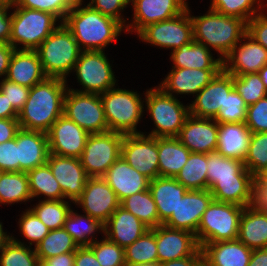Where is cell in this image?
I'll return each instance as SVG.
<instances>
[{
    "mask_svg": "<svg viewBox=\"0 0 267 266\" xmlns=\"http://www.w3.org/2000/svg\"><path fill=\"white\" fill-rule=\"evenodd\" d=\"M11 235L3 231L2 223L0 222V250L10 241Z\"/></svg>",
    "mask_w": 267,
    "mask_h": 266,
    "instance_id": "2644e50d",
    "label": "cell"
},
{
    "mask_svg": "<svg viewBox=\"0 0 267 266\" xmlns=\"http://www.w3.org/2000/svg\"><path fill=\"white\" fill-rule=\"evenodd\" d=\"M16 7V8H15ZM12 28L9 44L15 49L36 50L58 27V18L52 13L12 6ZM23 47H19L18 45ZM19 47V48H18Z\"/></svg>",
    "mask_w": 267,
    "mask_h": 266,
    "instance_id": "52a82bcc",
    "label": "cell"
},
{
    "mask_svg": "<svg viewBox=\"0 0 267 266\" xmlns=\"http://www.w3.org/2000/svg\"><path fill=\"white\" fill-rule=\"evenodd\" d=\"M12 6H0V43H8L11 36L12 13L8 14V9Z\"/></svg>",
    "mask_w": 267,
    "mask_h": 266,
    "instance_id": "680465c9",
    "label": "cell"
},
{
    "mask_svg": "<svg viewBox=\"0 0 267 266\" xmlns=\"http://www.w3.org/2000/svg\"><path fill=\"white\" fill-rule=\"evenodd\" d=\"M235 176H252L244 162L222 156L217 151L207 154L208 189L217 180L235 179Z\"/></svg>",
    "mask_w": 267,
    "mask_h": 266,
    "instance_id": "e575fe53",
    "label": "cell"
},
{
    "mask_svg": "<svg viewBox=\"0 0 267 266\" xmlns=\"http://www.w3.org/2000/svg\"><path fill=\"white\" fill-rule=\"evenodd\" d=\"M222 69L173 68L160 85L165 93L198 94Z\"/></svg>",
    "mask_w": 267,
    "mask_h": 266,
    "instance_id": "d4e9b609",
    "label": "cell"
},
{
    "mask_svg": "<svg viewBox=\"0 0 267 266\" xmlns=\"http://www.w3.org/2000/svg\"><path fill=\"white\" fill-rule=\"evenodd\" d=\"M14 0H0V6H13Z\"/></svg>",
    "mask_w": 267,
    "mask_h": 266,
    "instance_id": "753ad0ef",
    "label": "cell"
},
{
    "mask_svg": "<svg viewBox=\"0 0 267 266\" xmlns=\"http://www.w3.org/2000/svg\"><path fill=\"white\" fill-rule=\"evenodd\" d=\"M27 172H1L0 203L14 204L31 200Z\"/></svg>",
    "mask_w": 267,
    "mask_h": 266,
    "instance_id": "8d00e7d4",
    "label": "cell"
},
{
    "mask_svg": "<svg viewBox=\"0 0 267 266\" xmlns=\"http://www.w3.org/2000/svg\"><path fill=\"white\" fill-rule=\"evenodd\" d=\"M158 264L194 255L200 246L194 233L165 225L155 228Z\"/></svg>",
    "mask_w": 267,
    "mask_h": 266,
    "instance_id": "d6986e66",
    "label": "cell"
},
{
    "mask_svg": "<svg viewBox=\"0 0 267 266\" xmlns=\"http://www.w3.org/2000/svg\"><path fill=\"white\" fill-rule=\"evenodd\" d=\"M242 40L247 42L242 43ZM238 44L222 60L223 70L235 76L258 73L267 64V50L248 34Z\"/></svg>",
    "mask_w": 267,
    "mask_h": 266,
    "instance_id": "44dd1931",
    "label": "cell"
},
{
    "mask_svg": "<svg viewBox=\"0 0 267 266\" xmlns=\"http://www.w3.org/2000/svg\"><path fill=\"white\" fill-rule=\"evenodd\" d=\"M247 34L267 50V16L262 11L247 22Z\"/></svg>",
    "mask_w": 267,
    "mask_h": 266,
    "instance_id": "6f0895ef",
    "label": "cell"
},
{
    "mask_svg": "<svg viewBox=\"0 0 267 266\" xmlns=\"http://www.w3.org/2000/svg\"><path fill=\"white\" fill-rule=\"evenodd\" d=\"M5 79L32 88L44 81L45 75L35 50L15 49L12 53Z\"/></svg>",
    "mask_w": 267,
    "mask_h": 266,
    "instance_id": "83f0119b",
    "label": "cell"
},
{
    "mask_svg": "<svg viewBox=\"0 0 267 266\" xmlns=\"http://www.w3.org/2000/svg\"><path fill=\"white\" fill-rule=\"evenodd\" d=\"M75 1L76 0H14V5L52 13L59 20L61 19L60 21L63 23Z\"/></svg>",
    "mask_w": 267,
    "mask_h": 266,
    "instance_id": "f907efd6",
    "label": "cell"
},
{
    "mask_svg": "<svg viewBox=\"0 0 267 266\" xmlns=\"http://www.w3.org/2000/svg\"><path fill=\"white\" fill-rule=\"evenodd\" d=\"M244 167L254 178L267 167V132L251 133Z\"/></svg>",
    "mask_w": 267,
    "mask_h": 266,
    "instance_id": "f6af8a7d",
    "label": "cell"
},
{
    "mask_svg": "<svg viewBox=\"0 0 267 266\" xmlns=\"http://www.w3.org/2000/svg\"><path fill=\"white\" fill-rule=\"evenodd\" d=\"M29 87L11 82L5 78L0 82V91L6 95L9 104L19 113L28 99Z\"/></svg>",
    "mask_w": 267,
    "mask_h": 266,
    "instance_id": "db71d44e",
    "label": "cell"
},
{
    "mask_svg": "<svg viewBox=\"0 0 267 266\" xmlns=\"http://www.w3.org/2000/svg\"><path fill=\"white\" fill-rule=\"evenodd\" d=\"M15 48L8 43H0V78L3 76L6 77L9 62L14 52Z\"/></svg>",
    "mask_w": 267,
    "mask_h": 266,
    "instance_id": "be15d7a7",
    "label": "cell"
},
{
    "mask_svg": "<svg viewBox=\"0 0 267 266\" xmlns=\"http://www.w3.org/2000/svg\"><path fill=\"white\" fill-rule=\"evenodd\" d=\"M35 51L45 75L64 80L73 71L82 52L72 32L61 22Z\"/></svg>",
    "mask_w": 267,
    "mask_h": 266,
    "instance_id": "277c9868",
    "label": "cell"
},
{
    "mask_svg": "<svg viewBox=\"0 0 267 266\" xmlns=\"http://www.w3.org/2000/svg\"><path fill=\"white\" fill-rule=\"evenodd\" d=\"M234 88L233 75L223 69L196 95L189 105L190 115L196 118L215 119L226 95Z\"/></svg>",
    "mask_w": 267,
    "mask_h": 266,
    "instance_id": "ac0fdd59",
    "label": "cell"
},
{
    "mask_svg": "<svg viewBox=\"0 0 267 266\" xmlns=\"http://www.w3.org/2000/svg\"><path fill=\"white\" fill-rule=\"evenodd\" d=\"M66 84L67 80L47 77L34 85L18 115L20 128L47 133L63 115L64 97L68 89Z\"/></svg>",
    "mask_w": 267,
    "mask_h": 266,
    "instance_id": "6da1fadb",
    "label": "cell"
},
{
    "mask_svg": "<svg viewBox=\"0 0 267 266\" xmlns=\"http://www.w3.org/2000/svg\"><path fill=\"white\" fill-rule=\"evenodd\" d=\"M172 68L223 69V61L214 59L210 49L192 40L171 52Z\"/></svg>",
    "mask_w": 267,
    "mask_h": 266,
    "instance_id": "d6a6232c",
    "label": "cell"
},
{
    "mask_svg": "<svg viewBox=\"0 0 267 266\" xmlns=\"http://www.w3.org/2000/svg\"><path fill=\"white\" fill-rule=\"evenodd\" d=\"M74 204L82 207L85 214L104 225L120 206V201L103 177H89L82 194Z\"/></svg>",
    "mask_w": 267,
    "mask_h": 266,
    "instance_id": "5bb4252c",
    "label": "cell"
},
{
    "mask_svg": "<svg viewBox=\"0 0 267 266\" xmlns=\"http://www.w3.org/2000/svg\"><path fill=\"white\" fill-rule=\"evenodd\" d=\"M95 254L101 266H126L124 248L111 242L104 236V239L93 242L88 246Z\"/></svg>",
    "mask_w": 267,
    "mask_h": 266,
    "instance_id": "681fc988",
    "label": "cell"
},
{
    "mask_svg": "<svg viewBox=\"0 0 267 266\" xmlns=\"http://www.w3.org/2000/svg\"><path fill=\"white\" fill-rule=\"evenodd\" d=\"M90 134L61 115L47 132L49 151L63 157L80 158Z\"/></svg>",
    "mask_w": 267,
    "mask_h": 266,
    "instance_id": "9a60e30c",
    "label": "cell"
},
{
    "mask_svg": "<svg viewBox=\"0 0 267 266\" xmlns=\"http://www.w3.org/2000/svg\"><path fill=\"white\" fill-rule=\"evenodd\" d=\"M130 3L133 22L126 25L125 31L135 30L137 34L147 25L178 16L188 7L186 0H130Z\"/></svg>",
    "mask_w": 267,
    "mask_h": 266,
    "instance_id": "e0dca14e",
    "label": "cell"
},
{
    "mask_svg": "<svg viewBox=\"0 0 267 266\" xmlns=\"http://www.w3.org/2000/svg\"><path fill=\"white\" fill-rule=\"evenodd\" d=\"M37 266H45V265H44L43 263L40 262Z\"/></svg>",
    "mask_w": 267,
    "mask_h": 266,
    "instance_id": "11e5206c",
    "label": "cell"
},
{
    "mask_svg": "<svg viewBox=\"0 0 267 266\" xmlns=\"http://www.w3.org/2000/svg\"><path fill=\"white\" fill-rule=\"evenodd\" d=\"M258 74L260 75V78L265 86V89L267 90V64L258 71Z\"/></svg>",
    "mask_w": 267,
    "mask_h": 266,
    "instance_id": "8c879c8a",
    "label": "cell"
},
{
    "mask_svg": "<svg viewBox=\"0 0 267 266\" xmlns=\"http://www.w3.org/2000/svg\"><path fill=\"white\" fill-rule=\"evenodd\" d=\"M103 179L114 190L119 201L149 188L150 179L139 173L120 156L107 170Z\"/></svg>",
    "mask_w": 267,
    "mask_h": 266,
    "instance_id": "cb8c5ba5",
    "label": "cell"
},
{
    "mask_svg": "<svg viewBox=\"0 0 267 266\" xmlns=\"http://www.w3.org/2000/svg\"><path fill=\"white\" fill-rule=\"evenodd\" d=\"M201 250L203 266H248L253 251L238 239L205 243Z\"/></svg>",
    "mask_w": 267,
    "mask_h": 266,
    "instance_id": "484cf974",
    "label": "cell"
},
{
    "mask_svg": "<svg viewBox=\"0 0 267 266\" xmlns=\"http://www.w3.org/2000/svg\"><path fill=\"white\" fill-rule=\"evenodd\" d=\"M175 179L188 190H207V154L191 152Z\"/></svg>",
    "mask_w": 267,
    "mask_h": 266,
    "instance_id": "74e56055",
    "label": "cell"
},
{
    "mask_svg": "<svg viewBox=\"0 0 267 266\" xmlns=\"http://www.w3.org/2000/svg\"><path fill=\"white\" fill-rule=\"evenodd\" d=\"M267 186V167L255 178V187Z\"/></svg>",
    "mask_w": 267,
    "mask_h": 266,
    "instance_id": "89a4df30",
    "label": "cell"
},
{
    "mask_svg": "<svg viewBox=\"0 0 267 266\" xmlns=\"http://www.w3.org/2000/svg\"><path fill=\"white\" fill-rule=\"evenodd\" d=\"M63 115L89 134L109 131L99 94L68 88L64 97Z\"/></svg>",
    "mask_w": 267,
    "mask_h": 266,
    "instance_id": "9c48e42d",
    "label": "cell"
},
{
    "mask_svg": "<svg viewBox=\"0 0 267 266\" xmlns=\"http://www.w3.org/2000/svg\"><path fill=\"white\" fill-rule=\"evenodd\" d=\"M126 266L158 264L155 228L148 229L141 237L124 249Z\"/></svg>",
    "mask_w": 267,
    "mask_h": 266,
    "instance_id": "f35d334b",
    "label": "cell"
},
{
    "mask_svg": "<svg viewBox=\"0 0 267 266\" xmlns=\"http://www.w3.org/2000/svg\"><path fill=\"white\" fill-rule=\"evenodd\" d=\"M120 206L132 213L149 229L159 226L156 203L149 189L135 193L120 202Z\"/></svg>",
    "mask_w": 267,
    "mask_h": 266,
    "instance_id": "60d3db41",
    "label": "cell"
},
{
    "mask_svg": "<svg viewBox=\"0 0 267 266\" xmlns=\"http://www.w3.org/2000/svg\"><path fill=\"white\" fill-rule=\"evenodd\" d=\"M128 4H130V0H91L87 5L101 14L119 21L126 27V20L120 12L124 11Z\"/></svg>",
    "mask_w": 267,
    "mask_h": 266,
    "instance_id": "11a10c76",
    "label": "cell"
},
{
    "mask_svg": "<svg viewBox=\"0 0 267 266\" xmlns=\"http://www.w3.org/2000/svg\"><path fill=\"white\" fill-rule=\"evenodd\" d=\"M18 223L21 234L30 241L29 247L34 243L36 247L50 232V229L47 228L30 208L23 212Z\"/></svg>",
    "mask_w": 267,
    "mask_h": 266,
    "instance_id": "816d5d0a",
    "label": "cell"
},
{
    "mask_svg": "<svg viewBox=\"0 0 267 266\" xmlns=\"http://www.w3.org/2000/svg\"><path fill=\"white\" fill-rule=\"evenodd\" d=\"M247 104L244 99L233 88L226 95L223 106L214 119L217 123H239L245 122L247 113Z\"/></svg>",
    "mask_w": 267,
    "mask_h": 266,
    "instance_id": "c3c4849f",
    "label": "cell"
},
{
    "mask_svg": "<svg viewBox=\"0 0 267 266\" xmlns=\"http://www.w3.org/2000/svg\"><path fill=\"white\" fill-rule=\"evenodd\" d=\"M27 174L32 199L39 195H44V200L64 199L62 189L47 163L29 170Z\"/></svg>",
    "mask_w": 267,
    "mask_h": 266,
    "instance_id": "d590c367",
    "label": "cell"
},
{
    "mask_svg": "<svg viewBox=\"0 0 267 266\" xmlns=\"http://www.w3.org/2000/svg\"><path fill=\"white\" fill-rule=\"evenodd\" d=\"M74 266H101L94 252L88 246L79 247L75 251Z\"/></svg>",
    "mask_w": 267,
    "mask_h": 266,
    "instance_id": "91938a15",
    "label": "cell"
},
{
    "mask_svg": "<svg viewBox=\"0 0 267 266\" xmlns=\"http://www.w3.org/2000/svg\"><path fill=\"white\" fill-rule=\"evenodd\" d=\"M250 138L251 131L245 122L218 123L216 151L224 157L244 162Z\"/></svg>",
    "mask_w": 267,
    "mask_h": 266,
    "instance_id": "f1b7e54d",
    "label": "cell"
},
{
    "mask_svg": "<svg viewBox=\"0 0 267 266\" xmlns=\"http://www.w3.org/2000/svg\"><path fill=\"white\" fill-rule=\"evenodd\" d=\"M19 113L9 104L6 95L0 91V119H18Z\"/></svg>",
    "mask_w": 267,
    "mask_h": 266,
    "instance_id": "03108f58",
    "label": "cell"
},
{
    "mask_svg": "<svg viewBox=\"0 0 267 266\" xmlns=\"http://www.w3.org/2000/svg\"><path fill=\"white\" fill-rule=\"evenodd\" d=\"M15 239L11 236L10 241L0 250V266H37L40 261L35 249Z\"/></svg>",
    "mask_w": 267,
    "mask_h": 266,
    "instance_id": "ee69618b",
    "label": "cell"
},
{
    "mask_svg": "<svg viewBox=\"0 0 267 266\" xmlns=\"http://www.w3.org/2000/svg\"><path fill=\"white\" fill-rule=\"evenodd\" d=\"M261 3L260 0H212L209 8L217 13L239 17L248 22L258 14L260 8H263Z\"/></svg>",
    "mask_w": 267,
    "mask_h": 266,
    "instance_id": "bcb514c9",
    "label": "cell"
},
{
    "mask_svg": "<svg viewBox=\"0 0 267 266\" xmlns=\"http://www.w3.org/2000/svg\"><path fill=\"white\" fill-rule=\"evenodd\" d=\"M63 228L72 236L79 247L89 246L95 242V237L93 239L92 237L96 231L99 230L104 233V225L100 221L91 218L88 214L79 215L72 209L64 222Z\"/></svg>",
    "mask_w": 267,
    "mask_h": 266,
    "instance_id": "ab89813d",
    "label": "cell"
},
{
    "mask_svg": "<svg viewBox=\"0 0 267 266\" xmlns=\"http://www.w3.org/2000/svg\"><path fill=\"white\" fill-rule=\"evenodd\" d=\"M0 171H19L17 143L15 138L4 143H0Z\"/></svg>",
    "mask_w": 267,
    "mask_h": 266,
    "instance_id": "9f6ffc18",
    "label": "cell"
},
{
    "mask_svg": "<svg viewBox=\"0 0 267 266\" xmlns=\"http://www.w3.org/2000/svg\"><path fill=\"white\" fill-rule=\"evenodd\" d=\"M245 124L251 133L267 132V96L248 106Z\"/></svg>",
    "mask_w": 267,
    "mask_h": 266,
    "instance_id": "f5cc1de1",
    "label": "cell"
},
{
    "mask_svg": "<svg viewBox=\"0 0 267 266\" xmlns=\"http://www.w3.org/2000/svg\"><path fill=\"white\" fill-rule=\"evenodd\" d=\"M145 103L155 129L148 135L156 138L178 137L186 119L190 116L185 106L175 96L165 93L159 86L146 91Z\"/></svg>",
    "mask_w": 267,
    "mask_h": 266,
    "instance_id": "8992f818",
    "label": "cell"
},
{
    "mask_svg": "<svg viewBox=\"0 0 267 266\" xmlns=\"http://www.w3.org/2000/svg\"><path fill=\"white\" fill-rule=\"evenodd\" d=\"M47 164L62 189L64 199L68 198L74 203L82 194L89 178L80 158L63 157L50 153Z\"/></svg>",
    "mask_w": 267,
    "mask_h": 266,
    "instance_id": "ffe728a7",
    "label": "cell"
},
{
    "mask_svg": "<svg viewBox=\"0 0 267 266\" xmlns=\"http://www.w3.org/2000/svg\"><path fill=\"white\" fill-rule=\"evenodd\" d=\"M243 209V206L212 200L195 234L200 248L205 243L237 239Z\"/></svg>",
    "mask_w": 267,
    "mask_h": 266,
    "instance_id": "ba28073f",
    "label": "cell"
},
{
    "mask_svg": "<svg viewBox=\"0 0 267 266\" xmlns=\"http://www.w3.org/2000/svg\"><path fill=\"white\" fill-rule=\"evenodd\" d=\"M137 35L142 41L160 48H171L172 51L179 49L193 40L189 7L171 19L147 25Z\"/></svg>",
    "mask_w": 267,
    "mask_h": 266,
    "instance_id": "7c38bea8",
    "label": "cell"
},
{
    "mask_svg": "<svg viewBox=\"0 0 267 266\" xmlns=\"http://www.w3.org/2000/svg\"><path fill=\"white\" fill-rule=\"evenodd\" d=\"M190 153L177 137L158 138L159 176L175 178Z\"/></svg>",
    "mask_w": 267,
    "mask_h": 266,
    "instance_id": "836d02e7",
    "label": "cell"
},
{
    "mask_svg": "<svg viewBox=\"0 0 267 266\" xmlns=\"http://www.w3.org/2000/svg\"><path fill=\"white\" fill-rule=\"evenodd\" d=\"M15 139L19 171L28 172L47 163L50 154L47 133L20 128Z\"/></svg>",
    "mask_w": 267,
    "mask_h": 266,
    "instance_id": "603a6c76",
    "label": "cell"
},
{
    "mask_svg": "<svg viewBox=\"0 0 267 266\" xmlns=\"http://www.w3.org/2000/svg\"><path fill=\"white\" fill-rule=\"evenodd\" d=\"M121 156L150 180L159 177L158 138L146 133L124 135Z\"/></svg>",
    "mask_w": 267,
    "mask_h": 266,
    "instance_id": "4fadbf2b",
    "label": "cell"
},
{
    "mask_svg": "<svg viewBox=\"0 0 267 266\" xmlns=\"http://www.w3.org/2000/svg\"><path fill=\"white\" fill-rule=\"evenodd\" d=\"M218 123L214 119L189 116L180 130L178 139L192 153L216 151Z\"/></svg>",
    "mask_w": 267,
    "mask_h": 266,
    "instance_id": "7402d4cb",
    "label": "cell"
},
{
    "mask_svg": "<svg viewBox=\"0 0 267 266\" xmlns=\"http://www.w3.org/2000/svg\"><path fill=\"white\" fill-rule=\"evenodd\" d=\"M234 89L244 99L247 106L267 96V90L258 73L233 75Z\"/></svg>",
    "mask_w": 267,
    "mask_h": 266,
    "instance_id": "7dc6e473",
    "label": "cell"
},
{
    "mask_svg": "<svg viewBox=\"0 0 267 266\" xmlns=\"http://www.w3.org/2000/svg\"><path fill=\"white\" fill-rule=\"evenodd\" d=\"M213 200L247 207L255 204V178L235 176V179L217 180L209 188Z\"/></svg>",
    "mask_w": 267,
    "mask_h": 266,
    "instance_id": "f546056e",
    "label": "cell"
},
{
    "mask_svg": "<svg viewBox=\"0 0 267 266\" xmlns=\"http://www.w3.org/2000/svg\"><path fill=\"white\" fill-rule=\"evenodd\" d=\"M212 200L213 196L209 189L188 190L163 225L196 234L203 213Z\"/></svg>",
    "mask_w": 267,
    "mask_h": 266,
    "instance_id": "2e32d148",
    "label": "cell"
},
{
    "mask_svg": "<svg viewBox=\"0 0 267 266\" xmlns=\"http://www.w3.org/2000/svg\"><path fill=\"white\" fill-rule=\"evenodd\" d=\"M19 129L18 119H0V143L14 139Z\"/></svg>",
    "mask_w": 267,
    "mask_h": 266,
    "instance_id": "94428289",
    "label": "cell"
},
{
    "mask_svg": "<svg viewBox=\"0 0 267 266\" xmlns=\"http://www.w3.org/2000/svg\"><path fill=\"white\" fill-rule=\"evenodd\" d=\"M108 129L123 135L143 133L136 131L144 112V101L134 91L111 88L100 94Z\"/></svg>",
    "mask_w": 267,
    "mask_h": 266,
    "instance_id": "5b68a950",
    "label": "cell"
},
{
    "mask_svg": "<svg viewBox=\"0 0 267 266\" xmlns=\"http://www.w3.org/2000/svg\"><path fill=\"white\" fill-rule=\"evenodd\" d=\"M136 266H159V264H139Z\"/></svg>",
    "mask_w": 267,
    "mask_h": 266,
    "instance_id": "34e18365",
    "label": "cell"
},
{
    "mask_svg": "<svg viewBox=\"0 0 267 266\" xmlns=\"http://www.w3.org/2000/svg\"><path fill=\"white\" fill-rule=\"evenodd\" d=\"M148 189L156 203L159 225H163L170 218L188 191L175 178L160 176L150 180Z\"/></svg>",
    "mask_w": 267,
    "mask_h": 266,
    "instance_id": "4dcf8cb0",
    "label": "cell"
},
{
    "mask_svg": "<svg viewBox=\"0 0 267 266\" xmlns=\"http://www.w3.org/2000/svg\"><path fill=\"white\" fill-rule=\"evenodd\" d=\"M148 229L142 221L122 206H119L104 224L105 237L124 249Z\"/></svg>",
    "mask_w": 267,
    "mask_h": 266,
    "instance_id": "4316f807",
    "label": "cell"
},
{
    "mask_svg": "<svg viewBox=\"0 0 267 266\" xmlns=\"http://www.w3.org/2000/svg\"><path fill=\"white\" fill-rule=\"evenodd\" d=\"M50 230L63 228L64 222L71 210L68 201L42 200L30 208Z\"/></svg>",
    "mask_w": 267,
    "mask_h": 266,
    "instance_id": "7bdbcfd3",
    "label": "cell"
},
{
    "mask_svg": "<svg viewBox=\"0 0 267 266\" xmlns=\"http://www.w3.org/2000/svg\"><path fill=\"white\" fill-rule=\"evenodd\" d=\"M248 266H267V248L253 249Z\"/></svg>",
    "mask_w": 267,
    "mask_h": 266,
    "instance_id": "003e7915",
    "label": "cell"
},
{
    "mask_svg": "<svg viewBox=\"0 0 267 266\" xmlns=\"http://www.w3.org/2000/svg\"><path fill=\"white\" fill-rule=\"evenodd\" d=\"M124 135L107 131L90 134L80 161L88 177H103L109 167L121 156Z\"/></svg>",
    "mask_w": 267,
    "mask_h": 266,
    "instance_id": "30bf717a",
    "label": "cell"
},
{
    "mask_svg": "<svg viewBox=\"0 0 267 266\" xmlns=\"http://www.w3.org/2000/svg\"><path fill=\"white\" fill-rule=\"evenodd\" d=\"M78 248L77 243L64 228L50 230L42 241L34 247L40 262L67 252H75Z\"/></svg>",
    "mask_w": 267,
    "mask_h": 266,
    "instance_id": "b9f144b4",
    "label": "cell"
},
{
    "mask_svg": "<svg viewBox=\"0 0 267 266\" xmlns=\"http://www.w3.org/2000/svg\"><path fill=\"white\" fill-rule=\"evenodd\" d=\"M76 0L64 20L82 51H104L116 39L124 26L117 20L101 14L90 6L80 7Z\"/></svg>",
    "mask_w": 267,
    "mask_h": 266,
    "instance_id": "7a4b0ae2",
    "label": "cell"
},
{
    "mask_svg": "<svg viewBox=\"0 0 267 266\" xmlns=\"http://www.w3.org/2000/svg\"><path fill=\"white\" fill-rule=\"evenodd\" d=\"M108 60L104 51H82L73 71L83 89L71 90L100 95L114 88L116 78Z\"/></svg>",
    "mask_w": 267,
    "mask_h": 266,
    "instance_id": "8fae6325",
    "label": "cell"
},
{
    "mask_svg": "<svg viewBox=\"0 0 267 266\" xmlns=\"http://www.w3.org/2000/svg\"><path fill=\"white\" fill-rule=\"evenodd\" d=\"M75 252H67L44 259L41 263L45 266H74Z\"/></svg>",
    "mask_w": 267,
    "mask_h": 266,
    "instance_id": "e7e4bbea",
    "label": "cell"
},
{
    "mask_svg": "<svg viewBox=\"0 0 267 266\" xmlns=\"http://www.w3.org/2000/svg\"><path fill=\"white\" fill-rule=\"evenodd\" d=\"M237 239L252 250L267 248V212L256 204L244 207Z\"/></svg>",
    "mask_w": 267,
    "mask_h": 266,
    "instance_id": "1f68e13d",
    "label": "cell"
},
{
    "mask_svg": "<svg viewBox=\"0 0 267 266\" xmlns=\"http://www.w3.org/2000/svg\"><path fill=\"white\" fill-rule=\"evenodd\" d=\"M159 266H203L201 248L192 256L160 263Z\"/></svg>",
    "mask_w": 267,
    "mask_h": 266,
    "instance_id": "6125c7cd",
    "label": "cell"
},
{
    "mask_svg": "<svg viewBox=\"0 0 267 266\" xmlns=\"http://www.w3.org/2000/svg\"><path fill=\"white\" fill-rule=\"evenodd\" d=\"M255 204L267 212V186L255 187Z\"/></svg>",
    "mask_w": 267,
    "mask_h": 266,
    "instance_id": "a7ac6f4b",
    "label": "cell"
},
{
    "mask_svg": "<svg viewBox=\"0 0 267 266\" xmlns=\"http://www.w3.org/2000/svg\"><path fill=\"white\" fill-rule=\"evenodd\" d=\"M193 40L213 49L224 59L247 34V22L213 10L203 16H192ZM210 47V48H209Z\"/></svg>",
    "mask_w": 267,
    "mask_h": 266,
    "instance_id": "3957f363",
    "label": "cell"
}]
</instances>
